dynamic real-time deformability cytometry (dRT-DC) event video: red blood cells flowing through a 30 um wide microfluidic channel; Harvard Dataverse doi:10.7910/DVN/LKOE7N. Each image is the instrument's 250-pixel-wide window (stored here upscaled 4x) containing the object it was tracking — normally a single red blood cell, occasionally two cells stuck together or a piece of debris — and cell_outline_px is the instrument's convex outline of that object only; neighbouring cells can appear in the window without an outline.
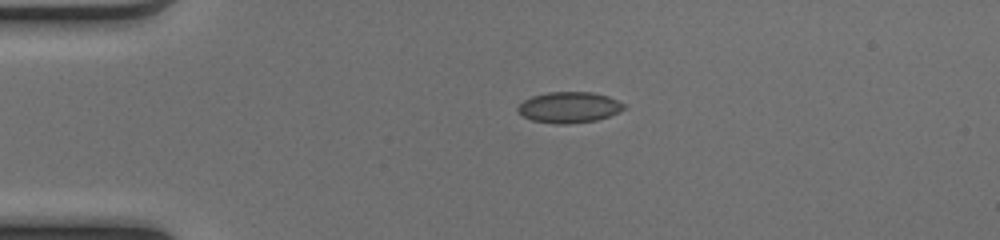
{"species": "common noctule bat (a hibernating species)", "species_latin": "Nyctalus noctula", "temperature_condition": "cold", "stored_images_in_passage": 40, "camera_frame_rate_fps": 3000, "um_per_image_px": 0.085, "animal": {"sex": "female", "body_mass_g": 17.0, "forearm_length_mm": 48.0}, "frame": {"image": 1, "passage_image": 1, "time_ms": 0.0, "image_size_px": [1000, 240], "cell_outline_px": [[628, 108], [620, 112], [596, 120], [568, 124], [556, 124], [532, 120], [516, 112], [516, 108], [524, 100], [532, 96], [548, 92], [592, 92], [608, 96], [628, 104]], "centroid_in_image_um": [48.42, 9.12], "position_along_channel_um": 36.6, "area_um2": 19.36}}
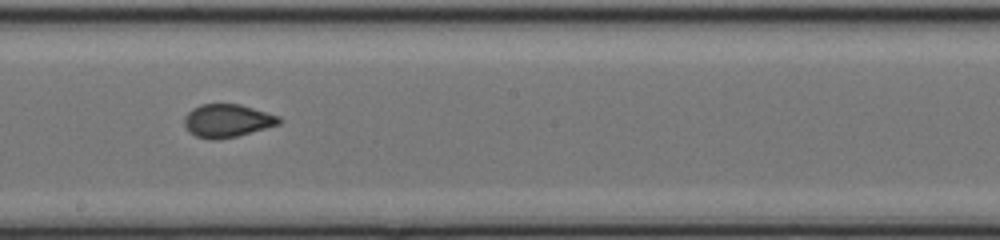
{"frame": {"image": 2, "passage_image": 18, "time_ms": 5.667, "image_size_px": [1000, 240], "cell_outline_px": [[284, 120], [280, 124], [236, 136], [212, 140], [196, 136], [188, 132], [184, 124], [184, 116], [192, 108], [200, 104], [240, 104], [280, 116]], "centroid_in_image_um": [19.31, 10.25], "position_along_channel_um": 228.9, "area_um2": 18.32}}
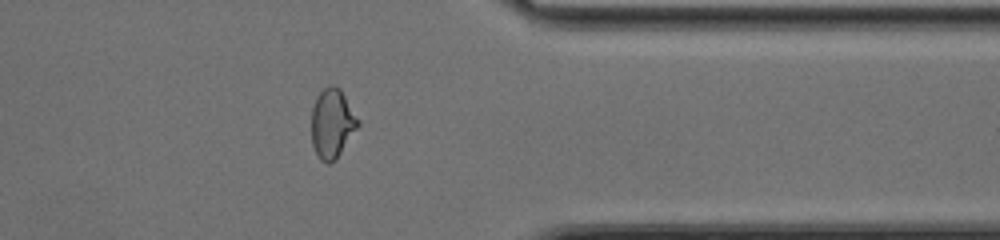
{"frame": {"image": 3, "passage_image": 30, "time_ms": 9.667, "image_size_px": [1000, 240], "cell_outline_px": [[360, 124], [336, 160], [328, 164], [320, 160], [312, 144], [312, 108], [316, 96], [328, 84], [332, 84], [340, 88], [360, 120]], "centroid_in_image_um": [28.24, 10.48], "position_along_channel_um": 383.2, "area_um2": 18.96}, "authors_computed_cell_mechanics": {"area_um2": 18.5538, "velocity_mm_per_s": 4.1132, "shape_relaxation_time_tau1_ms": null, "shape_relaxation_time_tau2_ms": 0.7477, "deformation_change_tau1": null, "deformation_change_tau2": 0.0547}}